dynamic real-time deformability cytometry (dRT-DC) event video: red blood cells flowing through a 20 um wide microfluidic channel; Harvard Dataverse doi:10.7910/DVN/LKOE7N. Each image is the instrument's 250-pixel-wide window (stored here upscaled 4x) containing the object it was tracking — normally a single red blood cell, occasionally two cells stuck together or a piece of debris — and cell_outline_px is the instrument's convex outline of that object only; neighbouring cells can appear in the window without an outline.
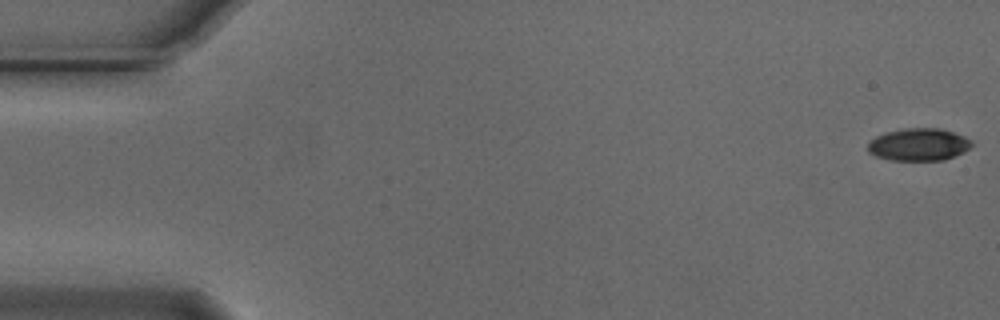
{"species": "Egyptian fruit bat (a non-hibernating species)", "species_latin": "Rousettus aegyptiacus", "temperature_condition": "cold", "stored_images_in_passage": 55, "camera_frame_rate_fps": 3000, "um_per_image_px": 0.085, "animal": {"sex": "male"}, "frame": {"image": 1, "passage_image": 1, "time_ms": 0.0, "image_size_px": [1000, 320], "cell_outline_px": [[972, 144], [964, 152], [944, 160], [888, 160], [876, 156], [868, 152], [868, 144], [876, 136], [888, 132], [904, 128], [940, 128], [964, 136], [972, 140]], "centroid_in_image_um": [78.09, 12.29], "position_along_channel_um": 6.9, "area_um2": 19.54}}
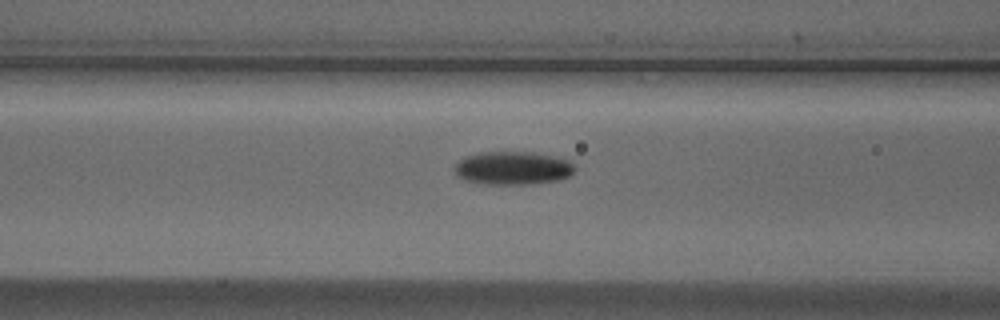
{"frame": {"image": 2, "passage_image": 22, "time_ms": 7.0, "image_size_px": [1000, 320], "cell_outline_px": [[576, 168], [568, 176], [560, 180], [532, 184], [484, 184], [464, 180], [456, 176], [452, 168], [464, 156], [476, 152], [532, 152], [556, 156], [572, 160]], "centroid_in_image_um": [43.58, 14.28], "position_along_channel_um": 123.0, "area_um2": 23.81}}
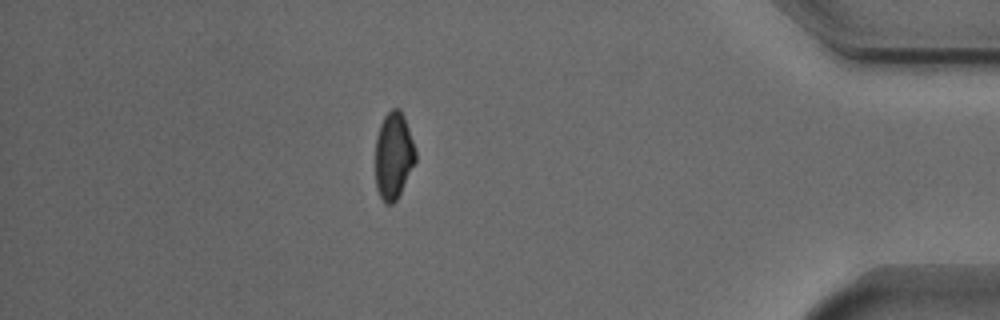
{"frame": {"image": 3, "passage_image": 48, "time_ms": 15.667, "image_size_px": [1000, 320], "cell_outline_px": [[416, 160], [396, 200], [392, 204], [384, 204], [376, 188], [376, 136], [380, 124], [384, 116], [392, 108], [400, 108], [404, 116], [416, 152]], "centroid_in_image_um": [33.44, 13.22], "position_along_channel_um": 401.8, "area_um2": 20.17}, "authors_computed_cell_mechanics": {"area_um2": 21.2704, "velocity_mm_per_s": 3.7389, "shape_relaxation_time_tau1_ms": 2.8614, "shape_relaxation_time_tau2_ms": null, "deformation_change_tau1": 0.1285, "deformation_change_tau2": null}}